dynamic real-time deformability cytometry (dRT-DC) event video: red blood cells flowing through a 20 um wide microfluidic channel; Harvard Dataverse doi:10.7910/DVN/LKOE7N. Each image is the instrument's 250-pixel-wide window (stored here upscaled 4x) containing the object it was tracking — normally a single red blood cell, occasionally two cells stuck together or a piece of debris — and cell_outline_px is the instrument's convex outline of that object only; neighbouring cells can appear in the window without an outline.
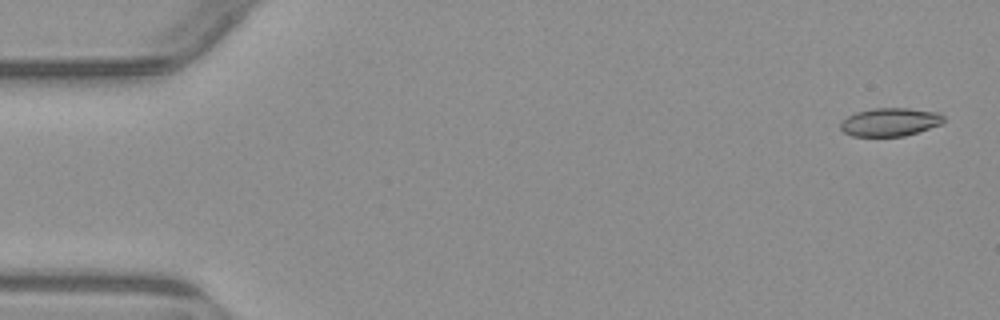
{"species": "common noctule bat (a hibernating species)", "species_latin": "Nyctalus noctula", "temperature_condition": "warm", "stored_images_in_passage": 6, "camera_frame_rate_fps": 3000, "um_per_image_px": 0.085, "animal": {"sex": "male", "body_mass_g": 23.1, "forearm_length_mm": 52.7}, "frame": {"image": 1, "passage_image": 1, "time_ms": 0.0, "image_size_px": [1000, 320], "cell_outline_px": [[944, 120], [940, 124], [904, 136], [852, 136], [844, 132], [840, 128], [840, 124], [848, 116], [856, 112], [872, 108], [908, 108], [940, 112], [944, 116]], "centroid_in_image_um": [75.65, 10.36], "position_along_channel_um": 9.3, "area_um2": 16.88}}
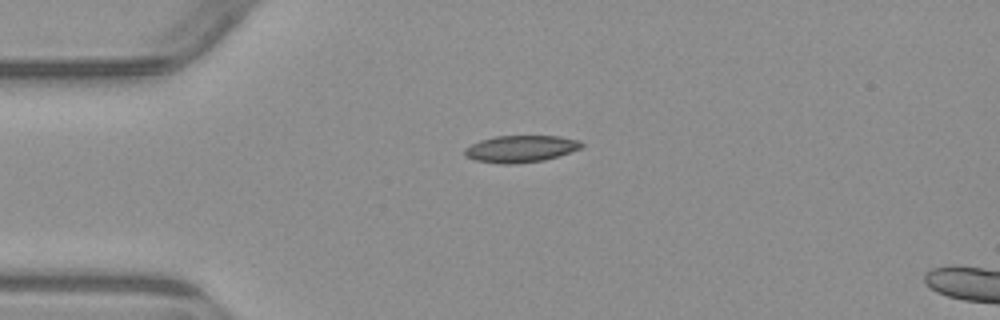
{"frame": {"image": 2, "passage_image": 4, "time_ms": 3.667, "image_size_px": [1000, 320], "cell_outline_px": [[584, 144], [580, 148], [544, 160], [512, 164], [500, 164], [476, 160], [464, 156], [464, 148], [480, 140], [496, 136], [560, 136], [580, 140]], "centroid_in_image_um": [44.23, 12.64], "position_along_channel_um": 40.8, "area_um2": 18.21}}